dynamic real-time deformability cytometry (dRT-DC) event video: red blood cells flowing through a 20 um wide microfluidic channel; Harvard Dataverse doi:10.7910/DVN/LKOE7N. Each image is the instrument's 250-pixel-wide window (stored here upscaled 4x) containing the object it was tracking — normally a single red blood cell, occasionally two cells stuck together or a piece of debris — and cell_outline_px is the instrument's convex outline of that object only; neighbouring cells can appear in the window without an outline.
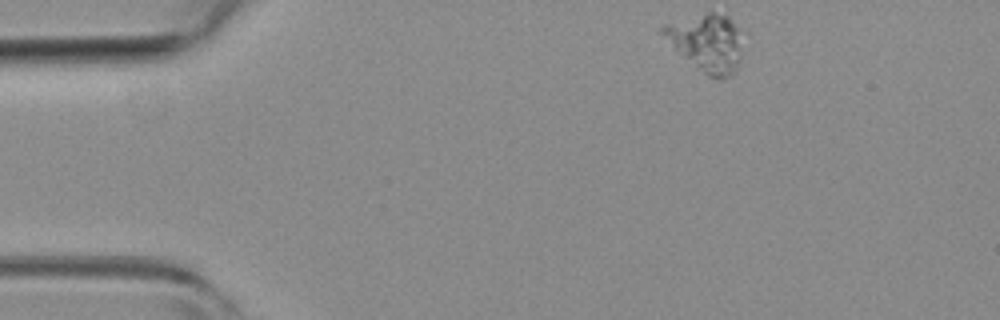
{"species": "common noctule bat (a hibernating species)", "species_latin": "Nyctalus noctula", "temperature_condition": "room temperature", "stored_images_in_passage": 47, "camera_frame_rate_fps": 3000, "um_per_image_px": 0.085, "animal": {"sex": "female", "body_mass_g": 19.3, "forearm_length_mm": 54.1}, "frame": {"image": 1, "passage_image": 1, "time_ms": 0.0, "image_size_px": [1000, 320], "cell_outline_px": [[740, 60], [732, 76], [724, 80], [720, 80], [708, 76], [696, 68], [656, 32], [664, 24], [708, 12], [712, 12], [728, 16], [740, 28]], "centroid_in_image_um": [60.04, 3.64], "position_along_channel_um": 25.0, "area_um2": 26.99}}
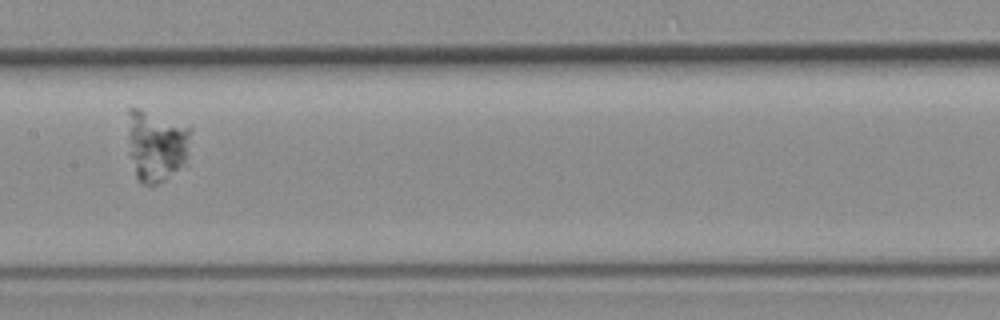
{"frame": {"image": 2, "passage_image": 20, "time_ms": 6.333, "image_size_px": [1000, 320], "cell_outline_px": [[192, 128], [188, 164], [164, 180], [156, 184], [140, 184], [136, 180], [128, 156], [128, 104], [192, 124]], "centroid_in_image_um": [13.32, 12.33], "position_along_channel_um": 194.1, "area_um2": 28.09}}
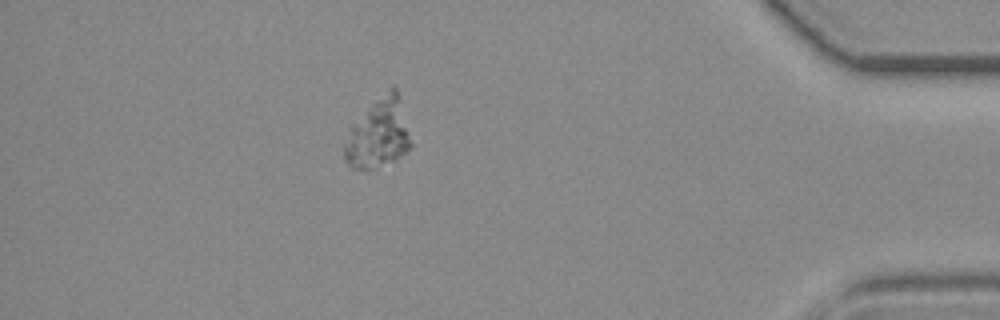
{"frame": {"image": 3, "passage_image": 40, "time_ms": 13.0, "image_size_px": [1000, 320], "cell_outline_px": [[412, 144], [396, 160], [376, 168], [352, 168], [344, 160], [344, 144], [348, 128], [392, 84], [396, 84], [400, 96]], "centroid_in_image_um": [32.16, 11.33], "position_along_channel_um": 403.0, "area_um2": 26.82}}